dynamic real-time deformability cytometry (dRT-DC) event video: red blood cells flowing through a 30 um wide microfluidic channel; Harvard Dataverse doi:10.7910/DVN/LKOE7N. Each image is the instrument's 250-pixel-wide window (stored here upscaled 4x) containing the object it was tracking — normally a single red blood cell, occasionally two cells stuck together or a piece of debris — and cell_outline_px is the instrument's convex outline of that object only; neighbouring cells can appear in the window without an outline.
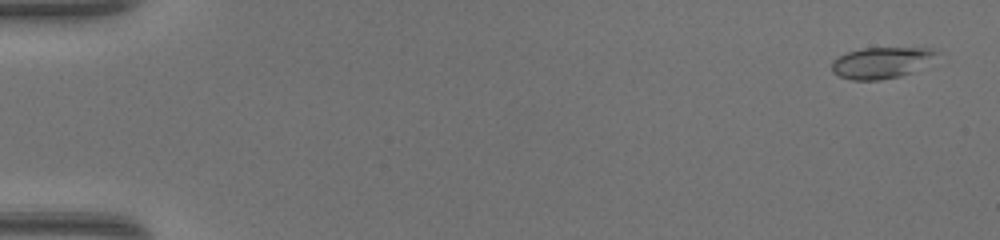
{"species": "common noctule bat (a hibernating species)", "species_latin": "Nyctalus noctula", "temperature_condition": "warm", "stored_images_in_passage": 49, "camera_frame_rate_fps": 3000, "um_per_image_px": 0.085, "animal": {"sex": "female", "body_mass_g": 17.0, "forearm_length_mm": 48.0}, "frame": {"image": 1, "passage_image": 2, "time_ms": 0.333, "image_size_px": [1000, 240], "cell_outline_px": [[940, 52], [912, 72], [900, 76], [880, 80], [852, 80], [840, 76], [832, 72], [832, 60], [848, 52], [864, 48], [932, 48]], "centroid_in_image_um": [74.87, 5.33], "position_along_channel_um": 10.1, "area_um2": 18.73}}
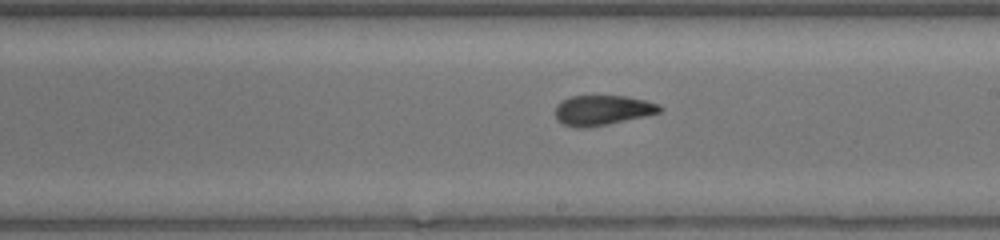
{"frame": {"image": 2, "passage_image": 29, "time_ms": 9.333, "image_size_px": [1000, 240], "cell_outline_px": [[664, 108], [660, 112], [644, 116], [608, 124], [584, 128], [576, 128], [564, 124], [556, 120], [556, 104], [572, 96], [624, 96], [644, 100], [660, 104]], "centroid_in_image_um": [51.21, 9.37], "position_along_channel_um": 237.8, "area_um2": 18.15}}
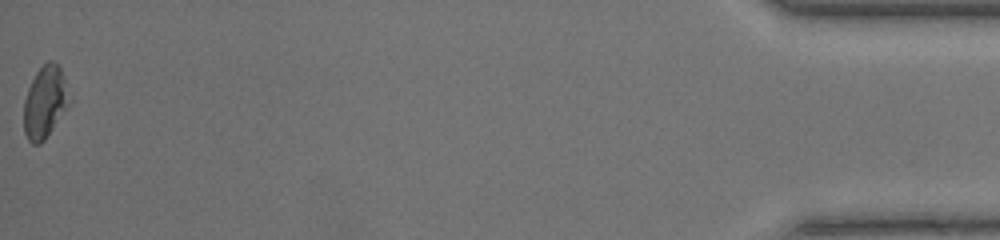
{"frame": {"image": 3, "passage_image": 49, "time_ms": 16.0, "image_size_px": [1000, 240], "cell_outline_px": [[72, 100], [44, 140], [40, 144], [32, 144], [28, 140], [24, 132], [24, 100], [28, 88], [36, 72], [48, 60], [52, 60], [60, 68]], "centroid_in_image_um": [3.82, 8.68], "position_along_channel_um": 431.4, "area_um2": 18.96}, "authors_computed_cell_mechanics": {"area_um2": 18.4382, "velocity_mm_per_s": 4.3514, "shape_relaxation_time_tau1_ms": null, "shape_relaxation_time_tau2_ms": 1.6106, "deformation_change_tau1": null, "deformation_change_tau2": 0.0611}}